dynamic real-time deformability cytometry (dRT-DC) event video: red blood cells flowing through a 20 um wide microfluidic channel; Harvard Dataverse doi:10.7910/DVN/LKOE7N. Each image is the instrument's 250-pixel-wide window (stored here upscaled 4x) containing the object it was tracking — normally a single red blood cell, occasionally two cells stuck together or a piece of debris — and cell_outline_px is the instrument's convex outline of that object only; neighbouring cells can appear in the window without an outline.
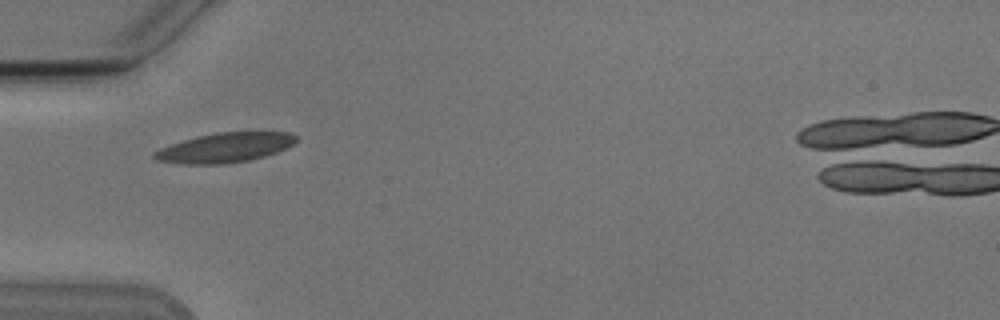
{"species": "Egyptian fruit bat (a non-hibernating species)", "species_latin": "Rousettus aegyptiacus", "temperature_condition": "cold", "stored_images_in_passage": 4, "camera_frame_rate_fps": 3000, "um_per_image_px": 0.085, "animal": {"sex": "male"}, "frame": {"image": 1, "passage_image": 1, "time_ms": 0.0, "image_size_px": [1000, 320], "cell_outline_px": [[300, 140], [296, 144], [288, 148], [264, 156], [248, 160], [224, 164], [184, 164], [156, 160], [152, 156], [152, 152], [160, 148], [196, 136], [216, 132], [288, 132], [296, 136]], "centroid_in_image_um": [19.15, 12.54], "position_along_channel_um": 65.8, "area_um2": 24.62}}
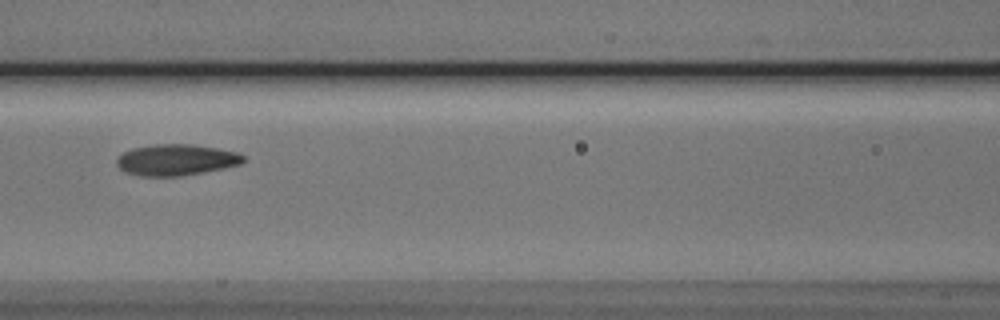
{"frame": {"image": 2, "passage_image": 3, "time_ms": 2.333, "image_size_px": [1000, 320], "cell_outline_px": [[248, 160], [240, 164], [224, 168], [204, 172], [180, 176], [140, 176], [124, 172], [116, 164], [116, 160], [124, 152], [132, 148], [156, 144], [192, 144], [240, 152]], "centroid_in_image_um": [15.01, 13.59], "position_along_channel_um": 151.6, "area_um2": 23.18}}
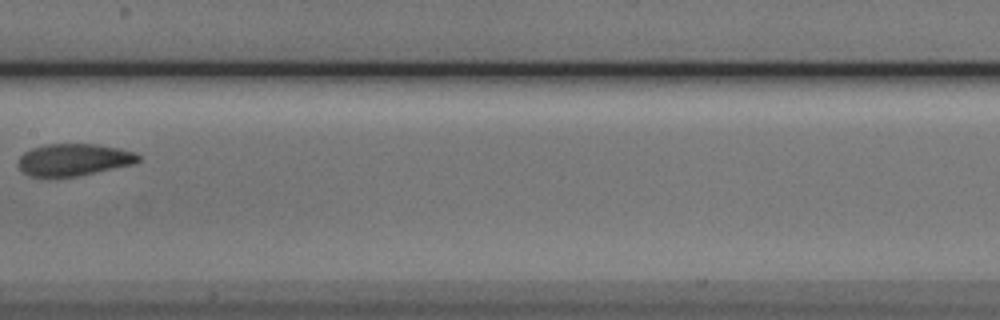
{"frame": {"image": 3, "passage_image": 4, "time_ms": 3.667, "image_size_px": [1000, 320], "cell_outline_px": [[140, 160], [132, 164], [76, 176], [28, 176], [16, 164], [20, 156], [24, 152], [32, 148], [48, 144], [96, 144], [120, 148], [136, 152], [140, 156]], "centroid_in_image_um": [6.26, 13.56], "position_along_channel_um": 201.1, "area_um2": 22.25}}